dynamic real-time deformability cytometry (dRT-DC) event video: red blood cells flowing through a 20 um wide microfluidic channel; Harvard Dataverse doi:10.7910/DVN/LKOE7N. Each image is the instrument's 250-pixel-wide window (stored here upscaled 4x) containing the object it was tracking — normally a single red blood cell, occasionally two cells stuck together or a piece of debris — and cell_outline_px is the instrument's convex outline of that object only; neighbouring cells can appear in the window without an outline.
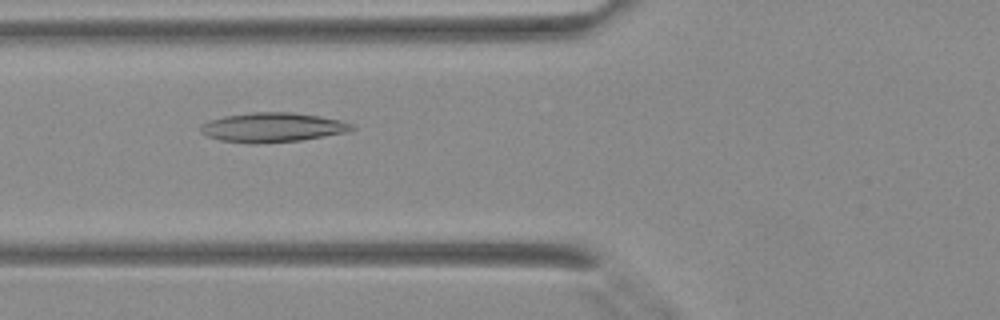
{"species": "Egyptian fruit bat (a non-hibernating species)", "species_latin": "Rousettus aegyptiacus", "temperature_condition": "warm", "stored_images_in_passage": 28, "camera_frame_rate_fps": 3000, "um_per_image_px": 0.085, "animal": {"sex": "female"}, "frame": {"image": 1, "passage_image": 6, "time_ms": 1.667, "image_size_px": [1000, 320], "cell_outline_px": [[356, 128], [348, 132], [300, 140], [256, 144], [252, 144], [220, 140], [208, 136], [200, 132], [200, 124], [224, 116], [252, 112], [292, 112], [320, 116], [340, 120], [352, 124]], "centroid_in_image_um": [23.17, 10.83], "position_along_channel_um": 102.6, "area_um2": 25.95}}
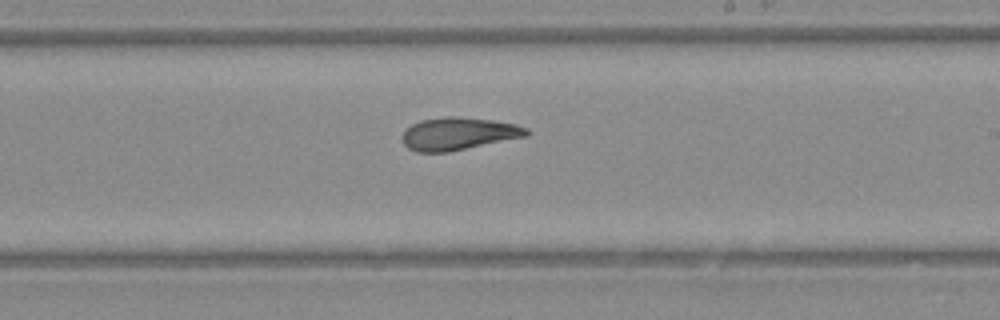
{"frame": {"image": 2, "passage_image": 15, "time_ms": 4.667, "image_size_px": [1000, 320], "cell_outline_px": [[532, 132], [528, 136], [448, 152], [416, 152], [408, 148], [404, 144], [400, 136], [404, 128], [420, 120], [444, 116], [456, 116], [492, 120], [516, 124], [528, 128]], "centroid_in_image_um": [38.95, 11.36], "position_along_channel_um": 250.1, "area_um2": 23.99}}
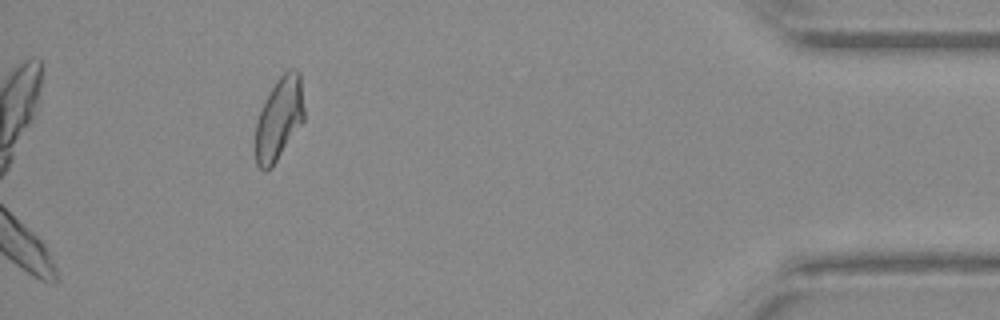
{"frame": {"image": 3, "passage_image": 28, "time_ms": 9.0, "image_size_px": [1000, 320], "cell_outline_px": [[304, 120], [272, 168], [264, 172], [256, 164], [256, 124], [260, 112], [272, 88], [280, 76], [288, 68], [296, 68], [300, 72], [304, 108]], "centroid_in_image_um": [23.75, 10.09], "position_along_channel_um": 411.5, "area_um2": 23.29}}